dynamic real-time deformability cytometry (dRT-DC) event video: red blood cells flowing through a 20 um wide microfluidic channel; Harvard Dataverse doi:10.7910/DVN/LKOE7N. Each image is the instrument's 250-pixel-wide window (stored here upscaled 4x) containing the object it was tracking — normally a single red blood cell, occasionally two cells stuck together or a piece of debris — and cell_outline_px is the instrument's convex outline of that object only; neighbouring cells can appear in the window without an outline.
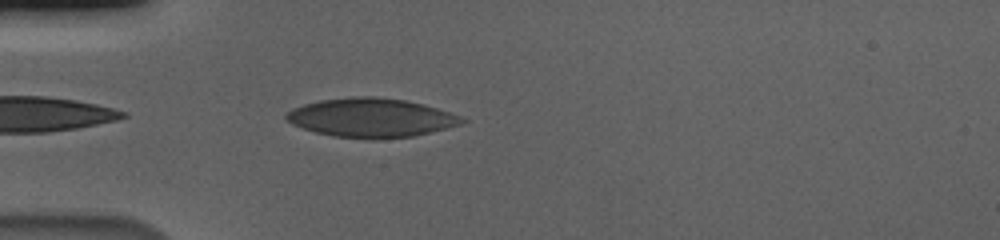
{"species": "human", "species_latin": "Homo sapiens", "temperature_condition": "cold", "stored_images_in_passage": 27, "camera_frame_rate_fps": 3000, "um_per_image_px": 0.085, "donor": {"sex": "male"}, "frame": {"image": 1, "passage_image": 2, "time_ms": 0.333, "image_size_px": [1000, 240], "cell_outline_px": [[468, 120], [460, 124], [412, 136], [332, 136], [316, 132], [292, 124], [284, 116], [292, 108], [304, 104], [320, 100], [352, 96], [372, 96], [404, 100], [424, 104], [460, 116]], "centroid_in_image_um": [31.51, 9.96], "position_along_channel_um": 53.5, "area_um2": 38.55}}
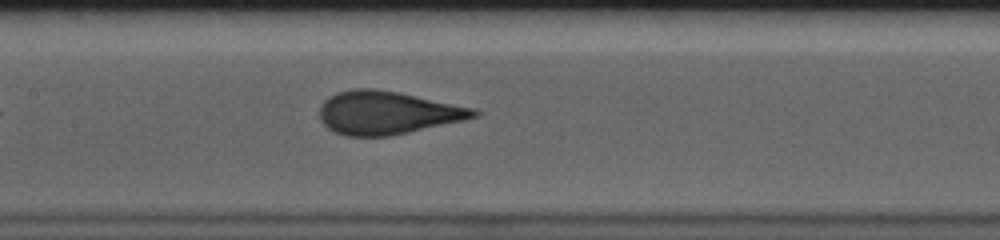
{"frame": {"image": 2, "passage_image": 13, "time_ms": 4.0, "image_size_px": [1000, 240], "cell_outline_px": [[480, 116], [464, 120], [408, 132], [388, 136], [348, 136], [336, 132], [328, 128], [320, 120], [320, 104], [328, 96], [336, 92], [352, 88], [376, 88], [400, 92], [476, 108], [480, 112]], "centroid_in_image_um": [32.92, 9.56], "position_along_channel_um": 174.5, "area_um2": 39.02}}
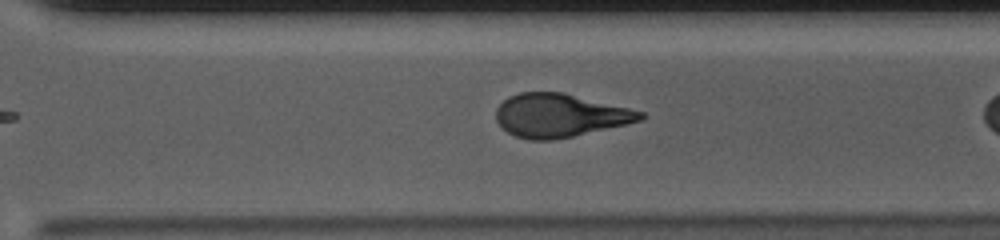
{"frame": {"image": 3, "passage_image": 22, "time_ms": 7.0, "image_size_px": [1000, 240], "cell_outline_px": [[644, 116], [640, 120], [624, 124], [572, 136], [552, 140], [528, 140], [516, 136], [508, 132], [496, 120], [496, 108], [508, 96], [520, 92], [564, 92], [644, 112]], "centroid_in_image_um": [47.53, 9.8], "position_along_channel_um": 323.1, "area_um2": 36.01}}